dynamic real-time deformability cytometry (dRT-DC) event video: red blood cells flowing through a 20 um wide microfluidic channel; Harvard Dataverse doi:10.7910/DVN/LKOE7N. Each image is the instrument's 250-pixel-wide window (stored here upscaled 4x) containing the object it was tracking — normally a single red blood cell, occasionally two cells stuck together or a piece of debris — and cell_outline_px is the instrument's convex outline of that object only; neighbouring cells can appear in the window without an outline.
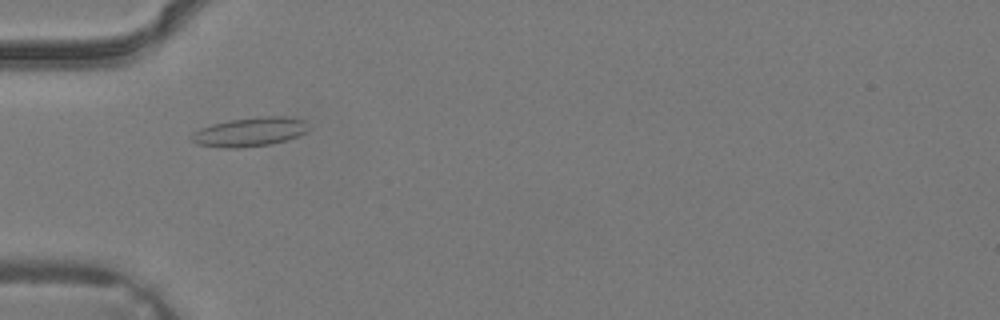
{"species": "common noctule bat (a hibernating species)", "species_latin": "Nyctalus noctula", "temperature_condition": "warm", "stored_images_in_passage": 33, "camera_frame_rate_fps": 3000, "um_per_image_px": 0.085, "animal": {"sex": "male", "body_mass_g": 19.2, "forearm_length_mm": 51.8}, "frame": {"image": 1, "passage_image": 8, "time_ms": 2.333, "image_size_px": [1000, 320], "cell_outline_px": [[308, 132], [288, 140], [272, 144], [240, 148], [224, 148], [196, 144], [188, 136], [192, 132], [200, 128], [212, 124], [232, 120], [260, 116], [284, 116], [304, 120], [308, 128]], "centroid_in_image_um": [21.22, 11.22], "position_along_channel_um": 63.8, "area_um2": 20.0}}
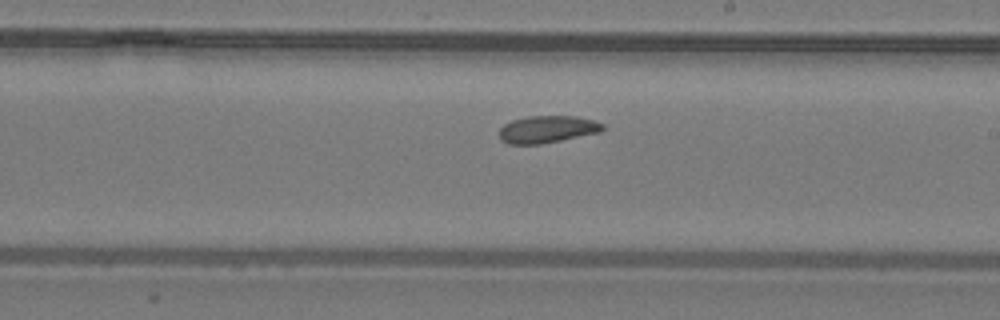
{"frame": {"image": 2, "passage_image": 18, "time_ms": 5.667, "image_size_px": [1000, 320], "cell_outline_px": [[604, 128], [600, 132], [540, 144], [508, 144], [500, 140], [500, 128], [504, 124], [512, 120], [528, 116], [576, 116], [592, 120], [604, 124]], "centroid_in_image_um": [46.49, 10.99], "position_along_channel_um": 242.5, "area_um2": 16.3}}
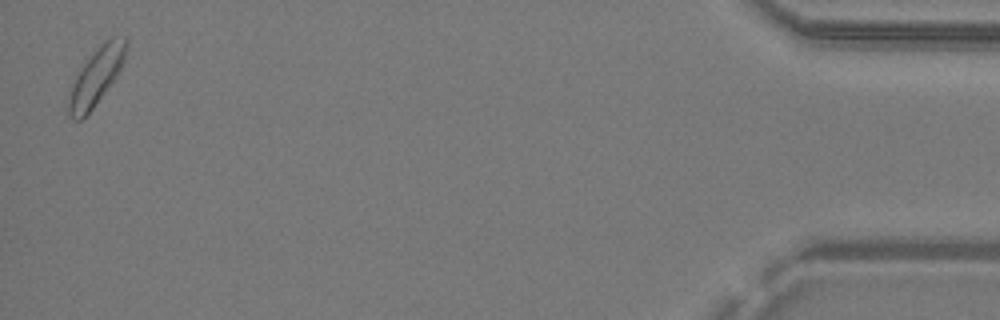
{"frame": {"image": 3, "passage_image": 33, "time_ms": 10.667, "image_size_px": [1000, 320], "cell_outline_px": [[128, 44], [124, 60], [116, 76], [92, 108], [80, 120], [72, 120], [68, 116], [68, 100], [72, 84], [80, 68], [100, 44], [104, 40], [112, 36], [128, 36]], "centroid_in_image_um": [8.19, 6.45], "position_along_channel_um": 427.0, "area_um2": 18.9}}